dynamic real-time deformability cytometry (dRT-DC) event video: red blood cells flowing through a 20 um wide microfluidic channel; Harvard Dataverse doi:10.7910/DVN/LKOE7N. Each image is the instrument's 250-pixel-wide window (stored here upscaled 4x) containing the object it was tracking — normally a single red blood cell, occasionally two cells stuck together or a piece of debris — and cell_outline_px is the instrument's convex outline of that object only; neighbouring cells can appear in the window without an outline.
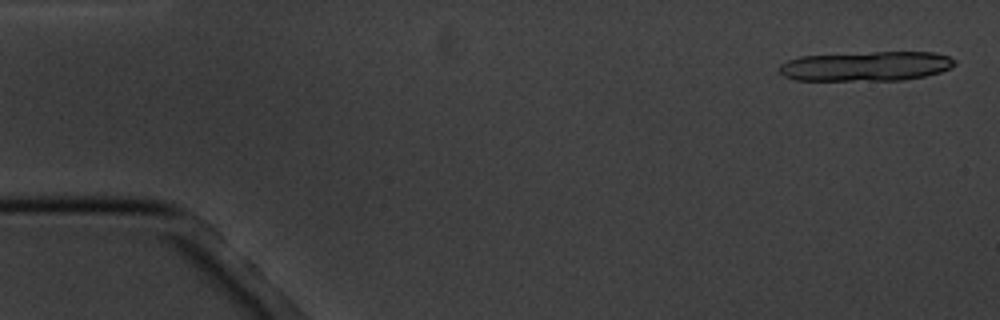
{"species": "common noctule bat (a hibernating species)", "species_latin": "Nyctalus noctula", "temperature_condition": "cold", "stored_images_in_passage": 6, "segment_of_instrument_passage": [1, 2], "camera_frame_rate_fps": 3000, "um_per_image_px": 0.085, "animal": {"sex": "male", "body_mass_g": 20.1, "forearm_length_mm": 53.5}, "frame": {"image": 1, "passage_image": 1, "time_ms": 0.0, "image_size_px": [1000, 320], "cell_outline_px": [[956, 64], [940, 72], [924, 76], [900, 80], [796, 80], [784, 76], [780, 72], [780, 64], [788, 60], [800, 56], [872, 52], [932, 52], [948, 56], [956, 60]], "centroid_in_image_um": [73.62, 5.62], "position_along_channel_um": 11.4, "area_um2": 30.11}}